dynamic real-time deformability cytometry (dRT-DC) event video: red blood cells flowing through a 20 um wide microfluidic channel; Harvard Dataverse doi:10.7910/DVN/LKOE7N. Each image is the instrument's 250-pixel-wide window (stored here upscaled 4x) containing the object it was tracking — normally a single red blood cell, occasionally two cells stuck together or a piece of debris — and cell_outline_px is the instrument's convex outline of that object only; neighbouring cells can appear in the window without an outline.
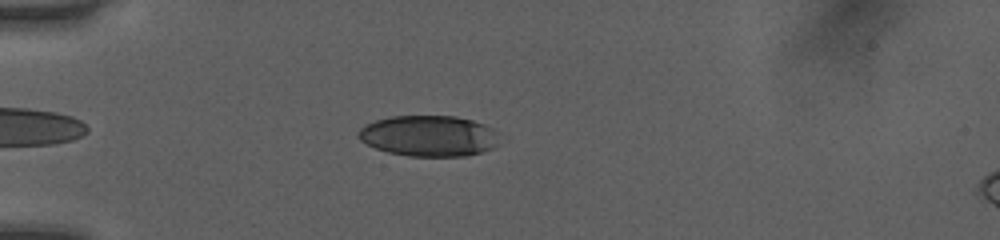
{"species": "human", "species_latin": "Homo sapiens", "temperature_condition": "room temperature", "stored_images_in_passage": 38, "camera_frame_rate_fps": 3000, "um_per_image_px": 0.085, "donor": {"sex": "female"}, "frame": {"image": 1, "passage_image": 6, "time_ms": 1.667, "image_size_px": [1000, 240], "cell_outline_px": [[496, 144], [492, 148], [480, 152], [464, 156], [408, 156], [388, 152], [376, 148], [360, 140], [356, 136], [360, 128], [364, 124], [376, 120], [392, 116], [456, 116], [472, 120], [484, 124], [492, 128]], "centroid_in_image_um": [36.37, 11.54], "position_along_channel_um": 48.6, "area_um2": 33.29}}
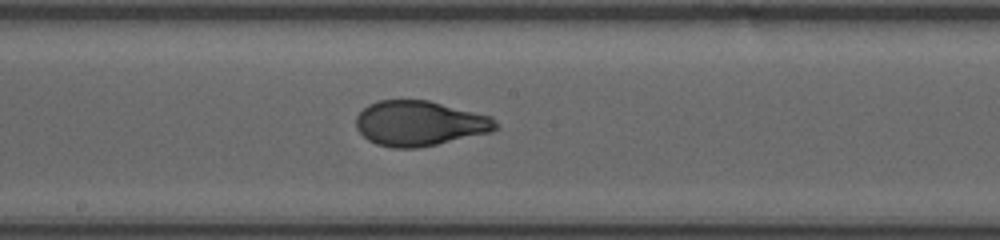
{"frame": {"image": 2, "passage_image": 20, "time_ms": 6.333, "image_size_px": [1000, 240], "cell_outline_px": [[500, 124], [492, 132], [436, 144], [416, 148], [392, 148], [376, 144], [368, 140], [356, 128], [356, 116], [368, 104], [380, 100], [428, 100], [492, 116]], "centroid_in_image_um": [35.68, 10.48], "position_along_channel_um": 212.5, "area_um2": 36.76}}
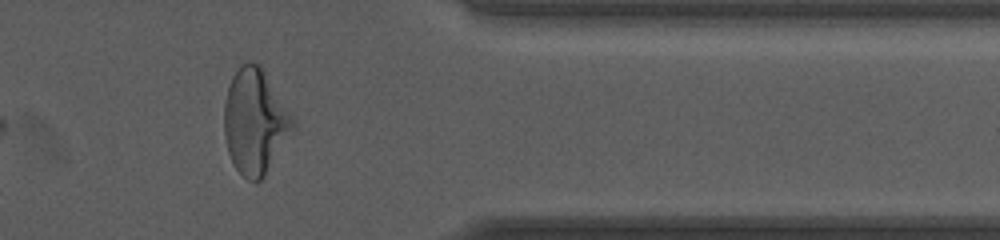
{"frame": {"image": 3, "passage_image": 34, "time_ms": 11.0, "image_size_px": [1000, 240], "cell_outline_px": [[296, 124], [264, 176], [256, 184], [248, 180], [236, 168], [228, 152], [224, 136], [224, 104], [228, 88], [232, 76], [240, 64], [248, 60], [252, 60], [260, 64], [296, 120]], "centroid_in_image_um": [21.67, 10.29], "position_along_channel_um": 389.7, "area_um2": 42.08}, "authors_computed_cell_mechanics": {"area_um2": 36.5585, "velocity_mm_per_s": 4.0604, "shape_relaxation_time_tau1_ms": 3.2768, "shape_relaxation_time_tau2_ms": null, "deformation_change_tau1": 0.1717, "deformation_change_tau2": null}}